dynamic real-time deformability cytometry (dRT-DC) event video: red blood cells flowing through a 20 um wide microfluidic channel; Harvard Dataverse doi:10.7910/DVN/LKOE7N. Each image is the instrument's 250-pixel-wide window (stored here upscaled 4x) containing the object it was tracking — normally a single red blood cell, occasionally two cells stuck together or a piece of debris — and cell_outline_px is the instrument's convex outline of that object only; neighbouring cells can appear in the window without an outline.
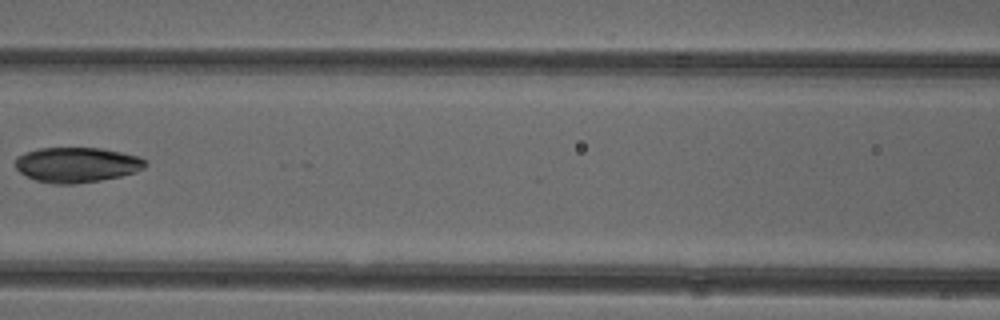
{"species": "common noctule bat (a hibernating species)", "species_latin": "Nyctalus noctula", "temperature_condition": "cold", "stored_images_in_passage": 6, "camera_frame_rate_fps": 3000, "um_per_image_px": 0.085, "animal": {"sex": "female"}, "frame": {"image": 1, "passage_image": 6, "time_ms": 1.667, "image_size_px": [1000, 320], "cell_outline_px": [[148, 164], [144, 168], [136, 172], [120, 176], [100, 180], [76, 184], [56, 184], [36, 180], [20, 172], [16, 168], [16, 156], [24, 152], [40, 148], [100, 148], [140, 156]], "centroid_in_image_um": [6.54, 14.0], "position_along_channel_um": 160.1, "area_um2": 26.59}}